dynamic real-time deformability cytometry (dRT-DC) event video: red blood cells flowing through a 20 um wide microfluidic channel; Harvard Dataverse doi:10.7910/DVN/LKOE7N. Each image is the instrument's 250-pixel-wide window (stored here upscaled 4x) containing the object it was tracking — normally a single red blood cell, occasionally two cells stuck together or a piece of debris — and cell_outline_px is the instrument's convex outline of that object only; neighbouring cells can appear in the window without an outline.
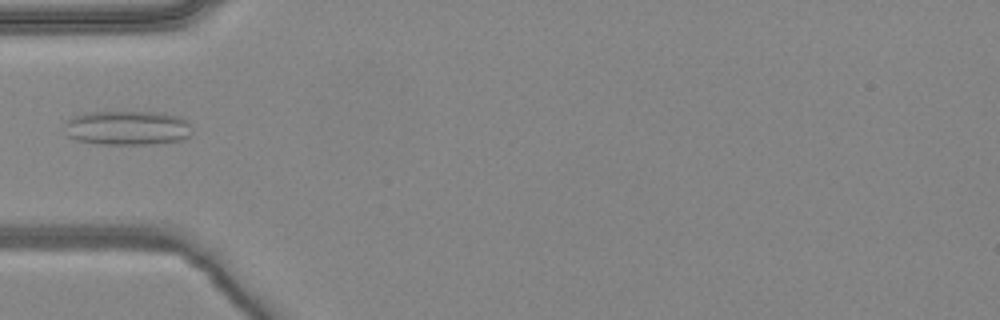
{"species": "common noctule bat (a hibernating species)", "species_latin": "Nyctalus noctula", "temperature_condition": "warm", "stored_images_in_passage": 4, "camera_frame_rate_fps": 3000, "um_per_image_px": 0.085, "animal": {"sex": "female", "body_mass_g": 24.6, "forearm_length_mm": 56.2}, "frame": {"image": 1, "passage_image": 4, "time_ms": 1.0, "image_size_px": [1000, 320], "cell_outline_px": [[192, 132], [188, 136], [180, 140], [152, 144], [100, 144], [76, 140], [68, 136], [64, 124], [72, 116], [84, 112], [160, 112], [180, 116], [188, 120], [192, 124]], "centroid_in_image_um": [10.85, 10.86], "position_along_channel_um": 74.1, "area_um2": 25.89}}